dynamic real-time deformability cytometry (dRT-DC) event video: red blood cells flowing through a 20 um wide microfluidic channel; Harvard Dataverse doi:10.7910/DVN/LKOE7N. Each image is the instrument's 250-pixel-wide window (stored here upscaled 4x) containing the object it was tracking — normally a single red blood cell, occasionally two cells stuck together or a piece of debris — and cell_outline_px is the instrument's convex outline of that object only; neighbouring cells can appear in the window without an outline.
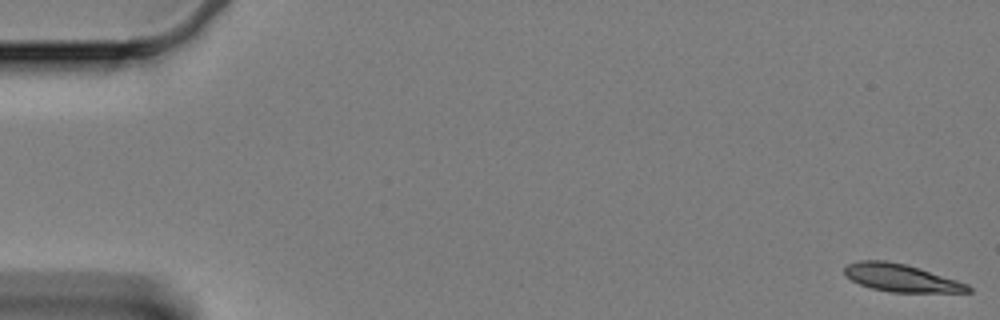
{"species": "Egyptian fruit bat (a non-hibernating species)", "species_latin": "Rousettus aegyptiacus", "temperature_condition": "cold", "stored_images_in_passage": 14, "camera_frame_rate_fps": 3000, "um_per_image_px": 0.085, "animal": {"sex": "female"}, "frame": {"image": 1, "passage_image": 1, "time_ms": 0.0, "image_size_px": [1000, 320], "cell_outline_px": [[972, 292], [892, 292], [872, 288], [860, 284], [852, 280], [844, 272], [844, 268], [848, 264], [860, 260], [888, 260], [904, 264], [956, 280], [968, 284], [972, 288]], "centroid_in_image_um": [76.59, 23.62], "position_along_channel_um": 8.4, "area_um2": 19.54}}